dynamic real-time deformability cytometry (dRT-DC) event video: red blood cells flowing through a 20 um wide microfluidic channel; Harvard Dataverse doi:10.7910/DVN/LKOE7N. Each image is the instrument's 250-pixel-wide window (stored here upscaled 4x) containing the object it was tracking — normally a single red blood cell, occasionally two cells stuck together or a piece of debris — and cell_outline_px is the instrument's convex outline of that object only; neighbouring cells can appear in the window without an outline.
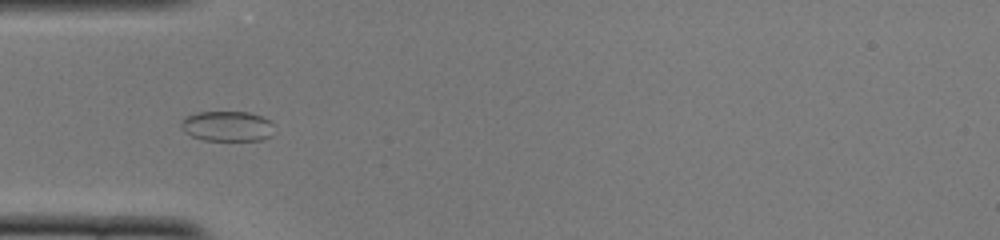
{"species": "common noctule bat (a hibernating species)", "species_latin": "Nyctalus noctula", "temperature_condition": "cold", "stored_images_in_passage": 43, "camera_frame_rate_fps": 3000, "um_per_image_px": 0.085, "animal": {"sex": "female", "body_mass_g": 22.0, "forearm_length_mm": 56.7}, "frame": {"image": 1, "passage_image": 7, "time_ms": 2.0, "image_size_px": [1000, 240], "cell_outline_px": [[272, 136], [260, 140], [204, 140], [192, 136], [184, 132], [180, 128], [180, 124], [184, 116], [196, 112], [248, 112], [260, 116], [268, 120], [272, 124]], "centroid_in_image_um": [19.26, 10.72], "position_along_channel_um": 65.7, "area_um2": 16.42}}
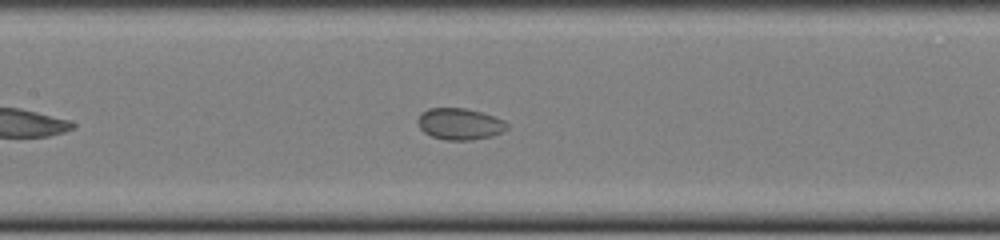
{"frame": {"image": 2, "passage_image": 15, "time_ms": 4.667, "image_size_px": [1000, 240], "cell_outline_px": [[508, 128], [492, 136], [472, 140], [444, 140], [432, 136], [424, 132], [420, 128], [416, 120], [420, 112], [428, 108], [464, 108], [480, 112], [504, 120], [508, 124]], "centroid_in_image_um": [39.04, 10.53], "position_along_channel_um": 168.4, "area_um2": 16.42}}
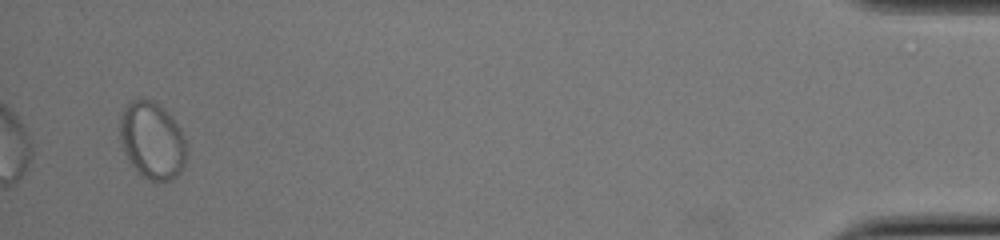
{"frame": {"image": 3, "passage_image": 41, "time_ms": 13.333, "image_size_px": [1000, 240], "cell_outline_px": [[188, 156], [184, 168], [172, 180], [148, 180], [132, 164], [124, 152], [120, 136], [120, 116], [124, 108], [132, 100], [152, 100], [164, 108], [168, 112], [180, 128], [188, 144]], "centroid_in_image_um": [12.99, 11.94], "position_along_channel_um": 422.2, "area_um2": 30.0}}